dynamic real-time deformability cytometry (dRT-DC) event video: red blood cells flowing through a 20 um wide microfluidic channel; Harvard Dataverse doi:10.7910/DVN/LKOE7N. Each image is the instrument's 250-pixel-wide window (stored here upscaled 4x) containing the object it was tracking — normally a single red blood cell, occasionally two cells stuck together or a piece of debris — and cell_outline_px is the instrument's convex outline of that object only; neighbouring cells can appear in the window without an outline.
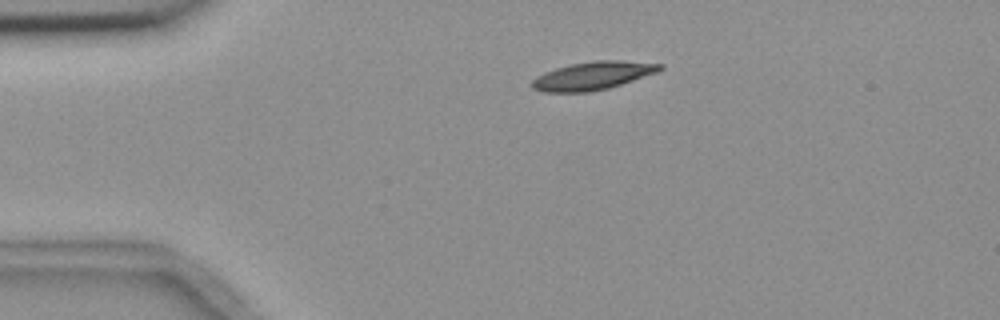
{"species": "common noctule bat (a hibernating species)", "species_latin": "Nyctalus noctula", "temperature_condition": "room temperature", "stored_images_in_passage": 2, "camera_frame_rate_fps": 3000, "um_per_image_px": 0.085, "animal": {"sex": "female", "body_mass_g": 18.4}, "frame": {"image": 1, "passage_image": 1, "time_ms": 0.0, "image_size_px": [1000, 320], "cell_outline_px": [[664, 68], [656, 72], [608, 88], [588, 92], [540, 92], [532, 88], [528, 84], [536, 76], [544, 72], [556, 68], [572, 64], [592, 60], [620, 60], [664, 64]], "centroid_in_image_um": [50.33, 6.43], "position_along_channel_um": 34.7, "area_um2": 20.98}}